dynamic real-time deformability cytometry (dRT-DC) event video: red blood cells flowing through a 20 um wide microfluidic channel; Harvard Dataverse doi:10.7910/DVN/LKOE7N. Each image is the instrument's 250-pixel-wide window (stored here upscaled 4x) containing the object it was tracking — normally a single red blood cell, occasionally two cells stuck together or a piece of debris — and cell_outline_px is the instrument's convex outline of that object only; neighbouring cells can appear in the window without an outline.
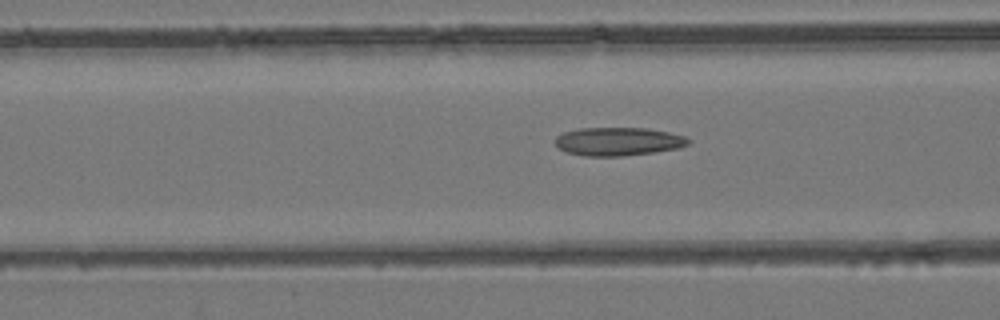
{"species": "common noctule bat (a hibernating species)", "species_latin": "Nyctalus noctula", "temperature_condition": "room temperature", "stored_images_in_passage": 45, "camera_frame_rate_fps": 3000, "um_per_image_px": 0.085, "animal": {"sex": "female", "body_mass_g": 24.6, "forearm_length_mm": 56.2}, "frame": {"image": 1, "passage_image": 13, "time_ms": 4.0, "image_size_px": [1000, 320], "cell_outline_px": [[692, 140], [688, 144], [680, 148], [652, 152], [620, 156], [584, 156], [568, 152], [556, 148], [556, 136], [564, 132], [576, 128], [648, 128], [668, 132], [684, 136]], "centroid_in_image_um": [52.54, 12.02], "position_along_channel_um": 114.1, "area_um2": 22.02}}
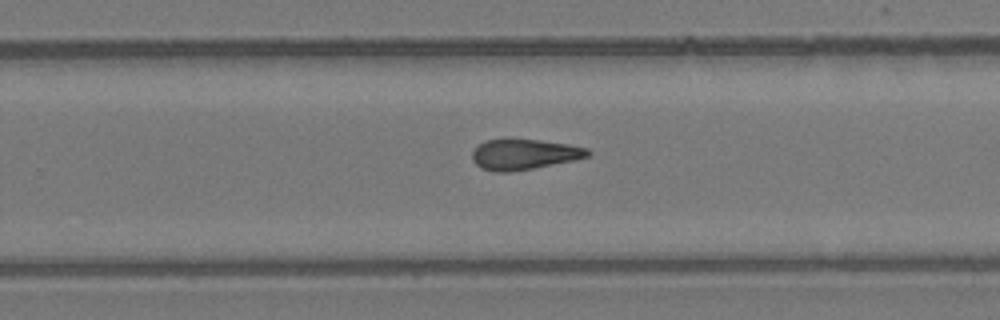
{"frame": {"image": 2, "passage_image": 26, "time_ms": 8.333, "image_size_px": [1000, 320], "cell_outline_px": [[592, 152], [588, 156], [576, 160], [512, 172], [496, 172], [480, 168], [472, 160], [472, 152], [484, 140], [504, 136], [540, 140], [568, 144], [588, 148]], "centroid_in_image_um": [44.52, 13.08], "position_along_channel_um": 285.3, "area_um2": 21.27}}
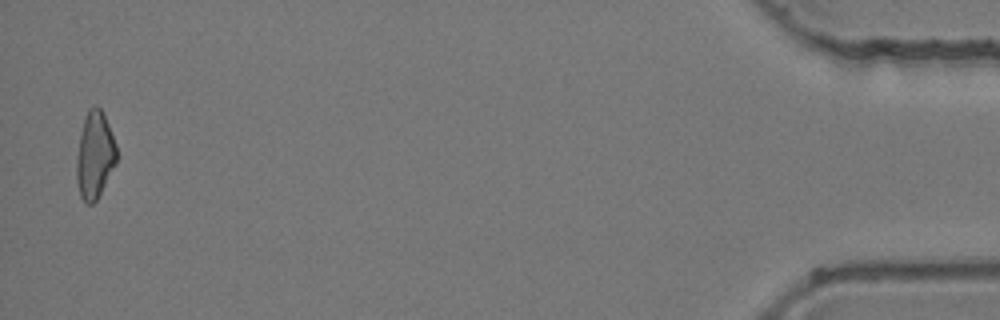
{"frame": {"image": 3, "passage_image": 44, "time_ms": 14.333, "image_size_px": [1000, 320], "cell_outline_px": [[120, 156], [116, 164], [96, 200], [92, 204], [84, 204], [80, 196], [76, 180], [76, 156], [80, 132], [84, 116], [88, 108], [96, 104], [100, 108], [108, 124], [116, 144]], "centroid_in_image_um": [8.05, 13.18], "position_along_channel_um": 427.1, "area_um2": 20.81}, "authors_computed_cell_mechanics": {"area_um2": 20.9236, "velocity_mm_per_s": 3.9449, "shape_relaxation_time_tau1_ms": null, "shape_relaxation_time_tau2_ms": 6.07, "deformation_change_tau1": null, "deformation_change_tau2": 0.174}}